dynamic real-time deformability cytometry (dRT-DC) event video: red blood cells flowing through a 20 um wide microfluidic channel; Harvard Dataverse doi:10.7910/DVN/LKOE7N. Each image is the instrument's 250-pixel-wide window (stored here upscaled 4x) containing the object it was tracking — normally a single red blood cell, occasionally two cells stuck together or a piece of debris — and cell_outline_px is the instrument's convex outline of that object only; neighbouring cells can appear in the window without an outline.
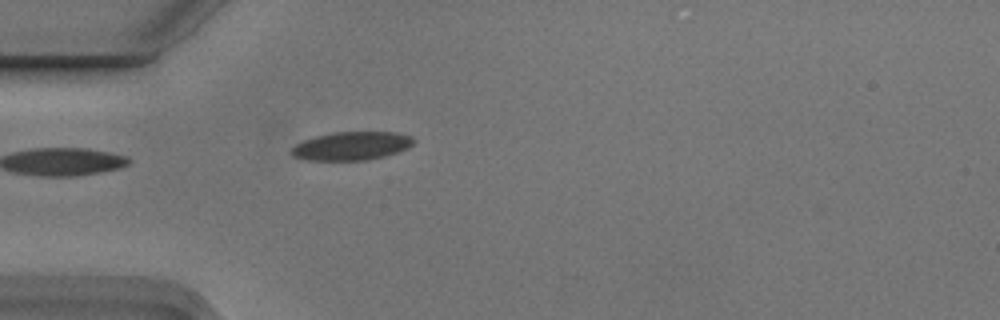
{"species": "Egyptian fruit bat (a non-hibernating species)", "species_latin": "Rousettus aegyptiacus", "temperature_condition": "cold", "stored_images_in_passage": 4, "camera_frame_rate_fps": 3000, "um_per_image_px": 0.085, "animal": {"sex": "male"}, "frame": {"image": 1, "passage_image": 4, "time_ms": 1.0, "image_size_px": [1000, 320], "cell_outline_px": [[416, 140], [408, 148], [384, 156], [368, 160], [308, 160], [292, 156], [292, 148], [296, 144], [304, 140], [316, 136], [332, 132], [396, 132], [412, 136]], "centroid_in_image_um": [29.91, 12.4], "position_along_channel_um": 55.1, "area_um2": 20.17}}